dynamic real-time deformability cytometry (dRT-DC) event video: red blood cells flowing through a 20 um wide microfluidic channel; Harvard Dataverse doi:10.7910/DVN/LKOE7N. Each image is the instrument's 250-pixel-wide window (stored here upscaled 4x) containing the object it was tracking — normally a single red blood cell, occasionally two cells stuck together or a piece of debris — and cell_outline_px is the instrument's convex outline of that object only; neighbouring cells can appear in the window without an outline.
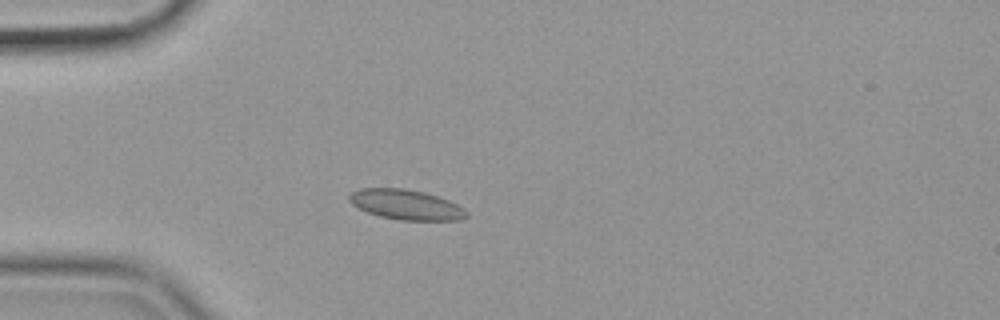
{"species": "common noctule bat (a hibernating species)", "species_latin": "Nyctalus noctula", "temperature_condition": "cold", "stored_images_in_passage": 42, "camera_frame_rate_fps": 3000, "um_per_image_px": 0.085, "animal": {"sex": "female", "body_mass_g": 19.9}, "frame": {"image": 1, "passage_image": 1, "time_ms": 0.0, "image_size_px": [1000, 320], "cell_outline_px": [[468, 216], [460, 220], [400, 220], [380, 216], [368, 212], [352, 204], [348, 200], [348, 196], [352, 192], [360, 188], [404, 188], [424, 192], [448, 200], [464, 208], [468, 212]], "centroid_in_image_um": [34.52, 17.39], "position_along_channel_um": 50.5, "area_um2": 20.46}}
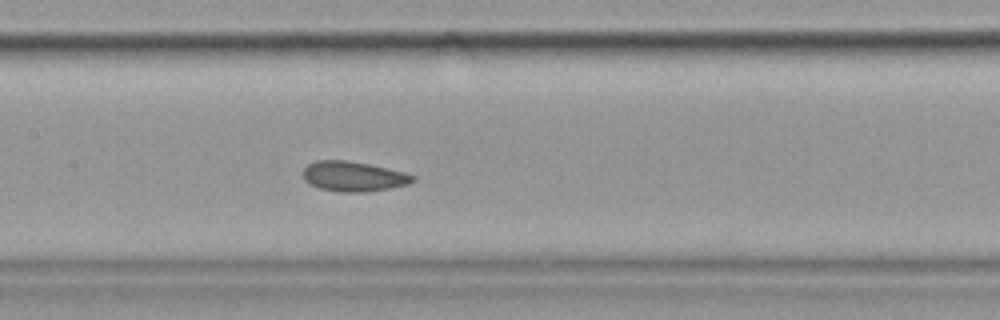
{"frame": {"image": 2, "passage_image": 13, "time_ms": 4.0, "image_size_px": [1000, 320], "cell_outline_px": [[416, 180], [408, 184], [388, 188], [364, 192], [340, 192], [320, 188], [304, 180], [304, 168], [308, 164], [316, 160], [344, 160], [368, 164], [404, 172], [416, 176]], "centroid_in_image_um": [30.05, 14.99], "position_along_channel_um": 177.3, "area_um2": 18.96}}
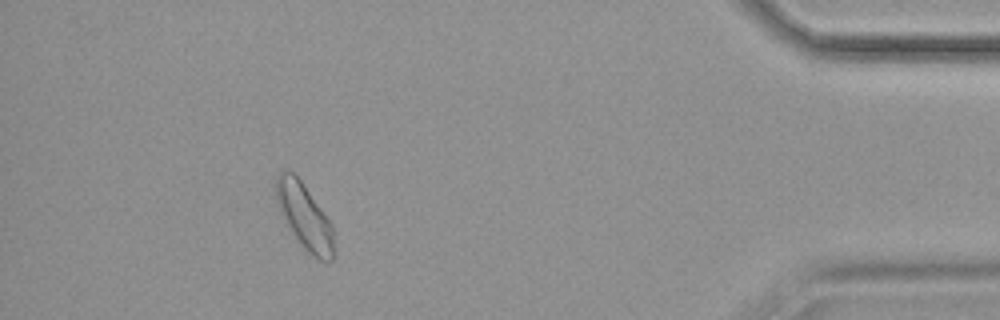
{"frame": {"image": 3, "passage_image": 37, "time_ms": 12.0, "image_size_px": [1000, 320], "cell_outline_px": [[336, 252], [332, 260], [320, 260], [312, 256], [300, 244], [284, 224], [276, 204], [276, 176], [280, 168], [288, 168], [300, 180], [332, 224]], "centroid_in_image_um": [25.85, 18.4], "position_along_channel_um": 409.3, "area_um2": 22.6}, "authors_computed_cell_mechanics": {"area_um2": 19.4208, "velocity_mm_per_s": 3.5322, "shape_relaxation_time_tau1_ms": 5.1445, "shape_relaxation_time_tau2_ms": 2.283, "deformation_change_tau1": 0.0763, "deformation_change_tau2": 0.0407}}